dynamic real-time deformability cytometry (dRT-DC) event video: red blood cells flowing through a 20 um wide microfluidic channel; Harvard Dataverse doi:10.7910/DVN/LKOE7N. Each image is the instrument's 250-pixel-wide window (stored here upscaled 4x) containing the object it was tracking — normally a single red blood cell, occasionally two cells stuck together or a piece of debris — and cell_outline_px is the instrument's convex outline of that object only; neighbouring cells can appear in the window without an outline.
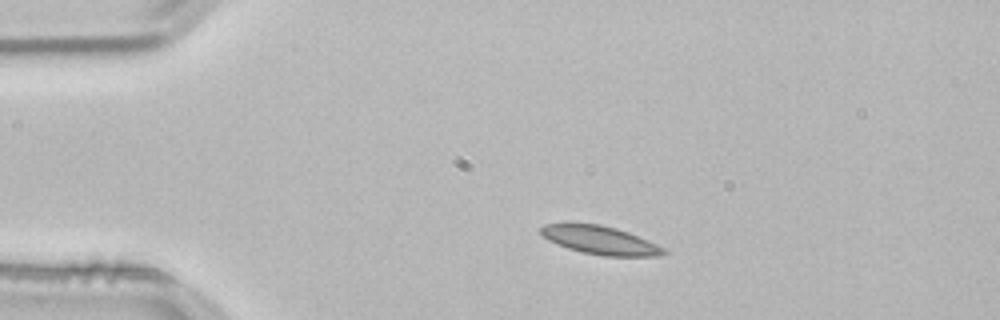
{"species": "common noctule bat (a hibernating species)", "species_latin": "Nyctalus noctula", "temperature_condition": "room temperature", "stored_images_in_passage": 43, "camera_frame_rate_fps": 3000, "um_per_image_px": 0.085, "animal": {"sex": "male", "body_mass_g": 21.5, "forearm_length_mm": 52.0}, "frame": {"image": 1, "passage_image": 1, "time_ms": 0.0, "image_size_px": [1000, 320], "cell_outline_px": [[668, 252], [660, 256], [604, 256], [584, 252], [568, 248], [556, 244], [548, 240], [540, 232], [540, 228], [544, 224], [600, 224], [616, 228], [628, 232], [656, 244], [664, 248]], "centroid_in_image_um": [51.03, 20.42], "position_along_channel_um": 34.0, "area_um2": 20.0}}
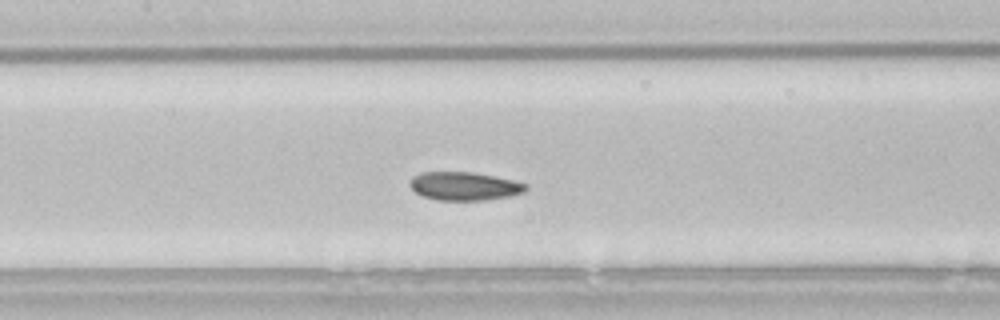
{"frame": {"image": 2, "passage_image": 15, "time_ms": 4.667, "image_size_px": [1000, 320], "cell_outline_px": [[528, 188], [524, 192], [508, 196], [484, 200], [436, 200], [424, 196], [416, 192], [408, 184], [412, 176], [420, 172], [472, 172], [512, 180], [528, 184]], "centroid_in_image_um": [39.44, 15.82], "position_along_channel_um": 168.0, "area_um2": 19.07}}
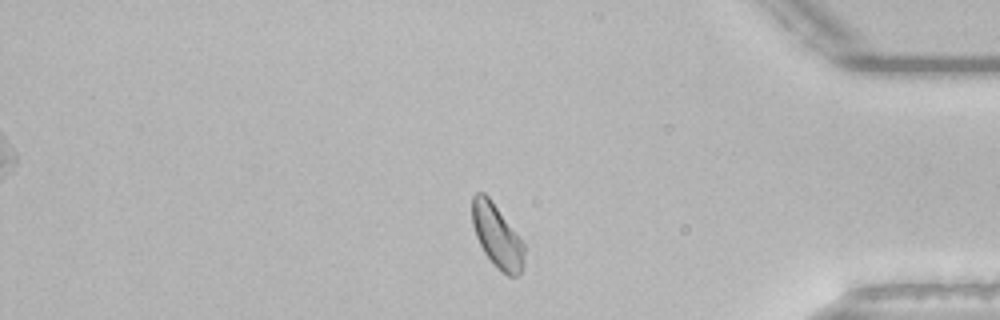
{"frame": {"image": 3, "passage_image": 35, "time_ms": 11.333, "image_size_px": [1000, 320], "cell_outline_px": [[524, 264], [520, 276], [508, 276], [500, 272], [496, 268], [484, 252], [476, 236], [472, 224], [472, 196], [476, 192], [484, 192], [488, 196], [524, 244]], "centroid_in_image_um": [42.24, 20.1], "position_along_channel_um": 393.0, "area_um2": 19.13}, "authors_computed_cell_mechanics": {"area_um2": 19.3052, "velocity_mm_per_s": 3.7994, "shape_relaxation_time_tau1_ms": 5.1166, "shape_relaxation_time_tau2_ms": 3.9788, "deformation_change_tau1": 0.0773, "deformation_change_tau2": 0.0564}}